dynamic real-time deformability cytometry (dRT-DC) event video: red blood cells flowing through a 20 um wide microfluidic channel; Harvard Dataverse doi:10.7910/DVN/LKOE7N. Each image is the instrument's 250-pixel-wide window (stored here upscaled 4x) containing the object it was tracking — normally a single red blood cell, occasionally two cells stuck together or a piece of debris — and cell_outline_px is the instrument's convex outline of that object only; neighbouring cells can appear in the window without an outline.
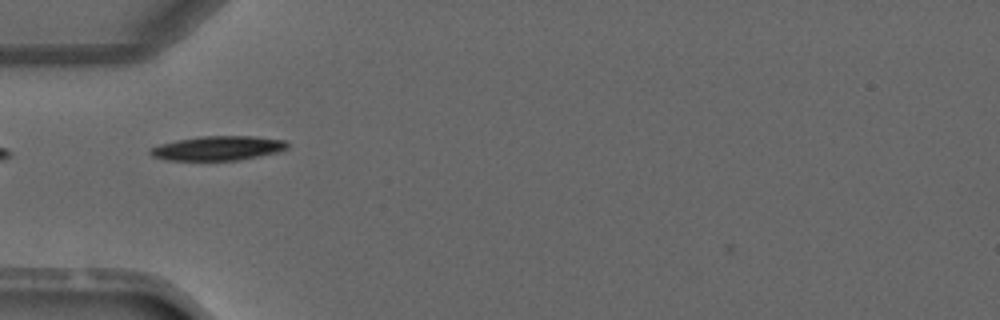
{"species": "common noctule bat (a hibernating species)", "species_latin": "Nyctalus noctula", "temperature_condition": "warm", "stored_images_in_passage": 1, "camera_frame_rate_fps": 3000, "um_per_image_px": 0.085, "animal": {"sex": "male", "forearm_length_mm": 52.5}, "frame": {"image": 1, "passage_image": 1, "time_ms": 0.0, "image_size_px": [1000, 320], "cell_outline_px": [[288, 148], [276, 152], [260, 156], [240, 160], [168, 160], [152, 156], [148, 152], [152, 148], [160, 144], [180, 140], [204, 136], [252, 136], [284, 140], [288, 144]], "centroid_in_image_um": [18.55, 12.6], "position_along_channel_um": 66.5, "area_um2": 19.19}}